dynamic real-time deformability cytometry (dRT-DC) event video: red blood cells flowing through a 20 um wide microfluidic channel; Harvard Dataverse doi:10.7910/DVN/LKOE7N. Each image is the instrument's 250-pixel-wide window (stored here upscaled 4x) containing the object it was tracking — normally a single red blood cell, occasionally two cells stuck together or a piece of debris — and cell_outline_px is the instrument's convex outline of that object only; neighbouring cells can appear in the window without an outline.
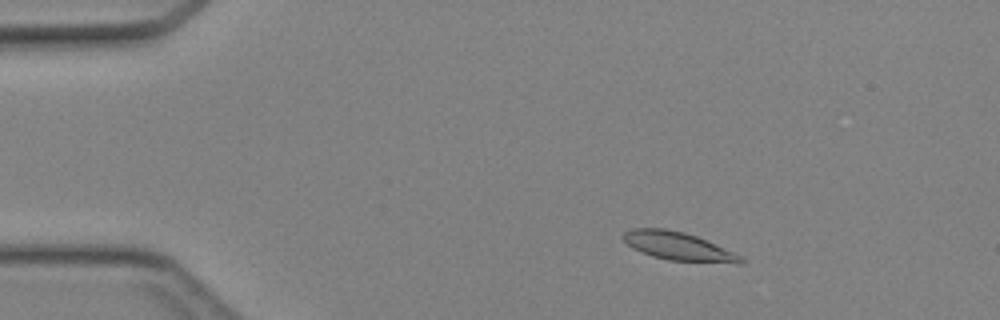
{"species": "Egyptian fruit bat (a non-hibernating species)", "species_latin": "Rousettus aegyptiacus", "temperature_condition": "cold", "stored_images_in_passage": 45, "camera_frame_rate_fps": 3000, "um_per_image_px": 0.085, "animal": {"sex": "female"}, "frame": {"image": 1, "passage_image": 7, "time_ms": 2.0, "image_size_px": [1000, 320], "cell_outline_px": [[744, 260], [740, 264], [736, 264], [668, 260], [652, 256], [632, 248], [620, 236], [624, 232], [632, 228], [664, 228], [684, 232], [696, 236], [744, 256]], "centroid_in_image_um": [57.67, 20.94], "position_along_channel_um": 27.3, "area_um2": 19.54}}
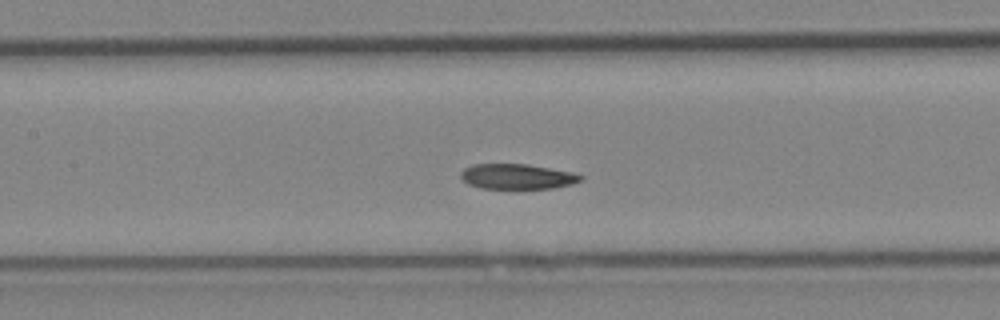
{"frame": {"image": 2, "passage_image": 21, "time_ms": 6.667, "image_size_px": [1000, 320], "cell_outline_px": [[584, 180], [572, 184], [552, 188], [480, 188], [468, 184], [460, 176], [460, 172], [464, 168], [472, 164], [528, 164], [572, 172], [584, 176]], "centroid_in_image_um": [43.97, 15.0], "position_along_channel_um": 163.4, "area_um2": 17.63}}
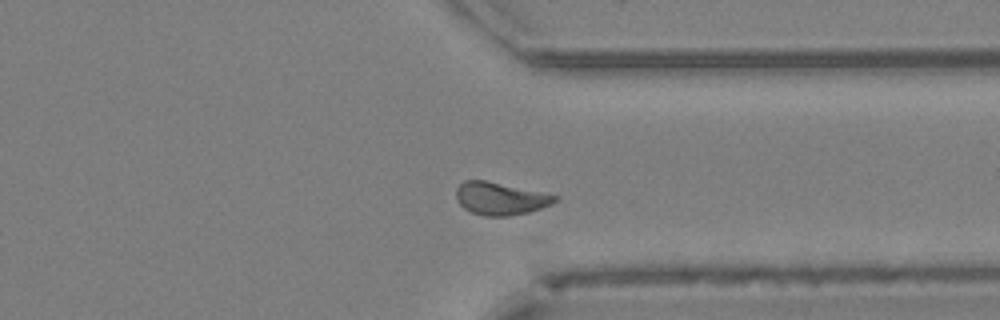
{"frame": {"image": 3, "passage_image": 35, "time_ms": 11.333, "image_size_px": [1000, 320], "cell_outline_px": [[560, 200], [552, 204], [528, 212], [508, 216], [484, 216], [472, 212], [464, 208], [456, 200], [456, 188], [464, 180], [484, 180], [560, 196]], "centroid_in_image_um": [42.53, 16.88], "position_along_channel_um": 368.9, "area_um2": 18.73}}